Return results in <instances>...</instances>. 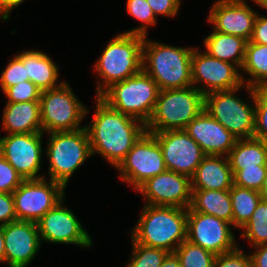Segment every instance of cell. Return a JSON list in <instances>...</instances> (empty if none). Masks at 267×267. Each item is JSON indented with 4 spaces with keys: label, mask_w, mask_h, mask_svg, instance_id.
Returning <instances> with one entry per match:
<instances>
[{
    "label": "cell",
    "mask_w": 267,
    "mask_h": 267,
    "mask_svg": "<svg viewBox=\"0 0 267 267\" xmlns=\"http://www.w3.org/2000/svg\"><path fill=\"white\" fill-rule=\"evenodd\" d=\"M233 185V171L223 155H206L191 177L192 190H229Z\"/></svg>",
    "instance_id": "44dd1931"
},
{
    "label": "cell",
    "mask_w": 267,
    "mask_h": 267,
    "mask_svg": "<svg viewBox=\"0 0 267 267\" xmlns=\"http://www.w3.org/2000/svg\"><path fill=\"white\" fill-rule=\"evenodd\" d=\"M247 40L242 37L212 31L204 39L205 52L219 60L243 66Z\"/></svg>",
    "instance_id": "cb8c5ba5"
},
{
    "label": "cell",
    "mask_w": 267,
    "mask_h": 267,
    "mask_svg": "<svg viewBox=\"0 0 267 267\" xmlns=\"http://www.w3.org/2000/svg\"><path fill=\"white\" fill-rule=\"evenodd\" d=\"M45 150L48 158L49 179L61 183L65 188L70 177L92 156L87 130L48 133Z\"/></svg>",
    "instance_id": "52a82bcc"
},
{
    "label": "cell",
    "mask_w": 267,
    "mask_h": 267,
    "mask_svg": "<svg viewBox=\"0 0 267 267\" xmlns=\"http://www.w3.org/2000/svg\"><path fill=\"white\" fill-rule=\"evenodd\" d=\"M255 132L254 137L267 144V95L255 89Z\"/></svg>",
    "instance_id": "d590c367"
},
{
    "label": "cell",
    "mask_w": 267,
    "mask_h": 267,
    "mask_svg": "<svg viewBox=\"0 0 267 267\" xmlns=\"http://www.w3.org/2000/svg\"><path fill=\"white\" fill-rule=\"evenodd\" d=\"M250 42L267 45V16L257 14Z\"/></svg>",
    "instance_id": "60d3db41"
},
{
    "label": "cell",
    "mask_w": 267,
    "mask_h": 267,
    "mask_svg": "<svg viewBox=\"0 0 267 267\" xmlns=\"http://www.w3.org/2000/svg\"><path fill=\"white\" fill-rule=\"evenodd\" d=\"M239 69L235 64L214 58L194 47L191 57L192 86L204 96L214 91H229L243 86L244 76Z\"/></svg>",
    "instance_id": "7c38bea8"
},
{
    "label": "cell",
    "mask_w": 267,
    "mask_h": 267,
    "mask_svg": "<svg viewBox=\"0 0 267 267\" xmlns=\"http://www.w3.org/2000/svg\"><path fill=\"white\" fill-rule=\"evenodd\" d=\"M16 220L13 194L0 192V225L4 226Z\"/></svg>",
    "instance_id": "ab89813d"
},
{
    "label": "cell",
    "mask_w": 267,
    "mask_h": 267,
    "mask_svg": "<svg viewBox=\"0 0 267 267\" xmlns=\"http://www.w3.org/2000/svg\"><path fill=\"white\" fill-rule=\"evenodd\" d=\"M241 237L253 247L267 244V201L261 199L250 220L241 228Z\"/></svg>",
    "instance_id": "f1b7e54d"
},
{
    "label": "cell",
    "mask_w": 267,
    "mask_h": 267,
    "mask_svg": "<svg viewBox=\"0 0 267 267\" xmlns=\"http://www.w3.org/2000/svg\"><path fill=\"white\" fill-rule=\"evenodd\" d=\"M184 130L206 155L228 156L238 140L205 109Z\"/></svg>",
    "instance_id": "ffe728a7"
},
{
    "label": "cell",
    "mask_w": 267,
    "mask_h": 267,
    "mask_svg": "<svg viewBox=\"0 0 267 267\" xmlns=\"http://www.w3.org/2000/svg\"><path fill=\"white\" fill-rule=\"evenodd\" d=\"M47 179L24 180L12 193L17 220L37 222L64 198L66 188Z\"/></svg>",
    "instance_id": "8fae6325"
},
{
    "label": "cell",
    "mask_w": 267,
    "mask_h": 267,
    "mask_svg": "<svg viewBox=\"0 0 267 267\" xmlns=\"http://www.w3.org/2000/svg\"><path fill=\"white\" fill-rule=\"evenodd\" d=\"M162 149L167 170L192 177L206 154L185 130L151 133Z\"/></svg>",
    "instance_id": "2e32d148"
},
{
    "label": "cell",
    "mask_w": 267,
    "mask_h": 267,
    "mask_svg": "<svg viewBox=\"0 0 267 267\" xmlns=\"http://www.w3.org/2000/svg\"><path fill=\"white\" fill-rule=\"evenodd\" d=\"M132 241V255L126 267H160L168 251Z\"/></svg>",
    "instance_id": "4dcf8cb0"
},
{
    "label": "cell",
    "mask_w": 267,
    "mask_h": 267,
    "mask_svg": "<svg viewBox=\"0 0 267 267\" xmlns=\"http://www.w3.org/2000/svg\"><path fill=\"white\" fill-rule=\"evenodd\" d=\"M115 169L120 173L119 178L135 190L167 170L158 140L149 132L138 139Z\"/></svg>",
    "instance_id": "30bf717a"
},
{
    "label": "cell",
    "mask_w": 267,
    "mask_h": 267,
    "mask_svg": "<svg viewBox=\"0 0 267 267\" xmlns=\"http://www.w3.org/2000/svg\"><path fill=\"white\" fill-rule=\"evenodd\" d=\"M7 102L40 101L41 90L31 81H23L4 91Z\"/></svg>",
    "instance_id": "e575fe53"
},
{
    "label": "cell",
    "mask_w": 267,
    "mask_h": 267,
    "mask_svg": "<svg viewBox=\"0 0 267 267\" xmlns=\"http://www.w3.org/2000/svg\"><path fill=\"white\" fill-rule=\"evenodd\" d=\"M231 169L267 165V144L255 137L238 139L228 155Z\"/></svg>",
    "instance_id": "484cf974"
},
{
    "label": "cell",
    "mask_w": 267,
    "mask_h": 267,
    "mask_svg": "<svg viewBox=\"0 0 267 267\" xmlns=\"http://www.w3.org/2000/svg\"><path fill=\"white\" fill-rule=\"evenodd\" d=\"M15 55L26 65L29 81L41 91L57 88L65 82L56 83L59 78V67L47 53L39 50H25Z\"/></svg>",
    "instance_id": "603a6c76"
},
{
    "label": "cell",
    "mask_w": 267,
    "mask_h": 267,
    "mask_svg": "<svg viewBox=\"0 0 267 267\" xmlns=\"http://www.w3.org/2000/svg\"><path fill=\"white\" fill-rule=\"evenodd\" d=\"M232 224L213 215L187 211L186 240L215 255L235 250L236 239Z\"/></svg>",
    "instance_id": "4fadbf2b"
},
{
    "label": "cell",
    "mask_w": 267,
    "mask_h": 267,
    "mask_svg": "<svg viewBox=\"0 0 267 267\" xmlns=\"http://www.w3.org/2000/svg\"><path fill=\"white\" fill-rule=\"evenodd\" d=\"M256 5H259L260 8H263L267 11V0H253Z\"/></svg>",
    "instance_id": "7dc6e473"
},
{
    "label": "cell",
    "mask_w": 267,
    "mask_h": 267,
    "mask_svg": "<svg viewBox=\"0 0 267 267\" xmlns=\"http://www.w3.org/2000/svg\"><path fill=\"white\" fill-rule=\"evenodd\" d=\"M234 185L261 191L267 174V165L244 169H232Z\"/></svg>",
    "instance_id": "d6a6232c"
},
{
    "label": "cell",
    "mask_w": 267,
    "mask_h": 267,
    "mask_svg": "<svg viewBox=\"0 0 267 267\" xmlns=\"http://www.w3.org/2000/svg\"><path fill=\"white\" fill-rule=\"evenodd\" d=\"M28 80L26 65H24L23 61L17 55H14L3 72H1L0 86L2 91L4 92L8 87Z\"/></svg>",
    "instance_id": "836d02e7"
},
{
    "label": "cell",
    "mask_w": 267,
    "mask_h": 267,
    "mask_svg": "<svg viewBox=\"0 0 267 267\" xmlns=\"http://www.w3.org/2000/svg\"><path fill=\"white\" fill-rule=\"evenodd\" d=\"M5 263V247L3 236V225H0V263Z\"/></svg>",
    "instance_id": "f6af8a7d"
},
{
    "label": "cell",
    "mask_w": 267,
    "mask_h": 267,
    "mask_svg": "<svg viewBox=\"0 0 267 267\" xmlns=\"http://www.w3.org/2000/svg\"><path fill=\"white\" fill-rule=\"evenodd\" d=\"M136 191L144 197L146 205L188 209L192 199L191 178L171 170L151 177Z\"/></svg>",
    "instance_id": "e0dca14e"
},
{
    "label": "cell",
    "mask_w": 267,
    "mask_h": 267,
    "mask_svg": "<svg viewBox=\"0 0 267 267\" xmlns=\"http://www.w3.org/2000/svg\"><path fill=\"white\" fill-rule=\"evenodd\" d=\"M187 211L213 215L232 224L230 190H192V199Z\"/></svg>",
    "instance_id": "d4e9b609"
},
{
    "label": "cell",
    "mask_w": 267,
    "mask_h": 267,
    "mask_svg": "<svg viewBox=\"0 0 267 267\" xmlns=\"http://www.w3.org/2000/svg\"><path fill=\"white\" fill-rule=\"evenodd\" d=\"M205 107V96L195 87L160 90L146 132L184 130Z\"/></svg>",
    "instance_id": "5b68a950"
},
{
    "label": "cell",
    "mask_w": 267,
    "mask_h": 267,
    "mask_svg": "<svg viewBox=\"0 0 267 267\" xmlns=\"http://www.w3.org/2000/svg\"><path fill=\"white\" fill-rule=\"evenodd\" d=\"M89 111L66 81L57 88L41 91L42 133L82 129L81 123Z\"/></svg>",
    "instance_id": "9c48e42d"
},
{
    "label": "cell",
    "mask_w": 267,
    "mask_h": 267,
    "mask_svg": "<svg viewBox=\"0 0 267 267\" xmlns=\"http://www.w3.org/2000/svg\"><path fill=\"white\" fill-rule=\"evenodd\" d=\"M63 198L36 223L41 243L72 244L83 248L93 245L92 237L81 225L76 215L64 206Z\"/></svg>",
    "instance_id": "5bb4252c"
},
{
    "label": "cell",
    "mask_w": 267,
    "mask_h": 267,
    "mask_svg": "<svg viewBox=\"0 0 267 267\" xmlns=\"http://www.w3.org/2000/svg\"><path fill=\"white\" fill-rule=\"evenodd\" d=\"M215 267H253V264L250 254L246 255L238 246L231 252L217 255Z\"/></svg>",
    "instance_id": "74e56055"
},
{
    "label": "cell",
    "mask_w": 267,
    "mask_h": 267,
    "mask_svg": "<svg viewBox=\"0 0 267 267\" xmlns=\"http://www.w3.org/2000/svg\"><path fill=\"white\" fill-rule=\"evenodd\" d=\"M232 203V226L241 229L251 218L260 202L259 191L233 185L230 189Z\"/></svg>",
    "instance_id": "83f0119b"
},
{
    "label": "cell",
    "mask_w": 267,
    "mask_h": 267,
    "mask_svg": "<svg viewBox=\"0 0 267 267\" xmlns=\"http://www.w3.org/2000/svg\"><path fill=\"white\" fill-rule=\"evenodd\" d=\"M260 194H261V198L267 201V174H266L265 182L263 183L262 189L260 191Z\"/></svg>",
    "instance_id": "bcb514c9"
},
{
    "label": "cell",
    "mask_w": 267,
    "mask_h": 267,
    "mask_svg": "<svg viewBox=\"0 0 267 267\" xmlns=\"http://www.w3.org/2000/svg\"><path fill=\"white\" fill-rule=\"evenodd\" d=\"M244 87L249 92L253 103L236 96L240 88ZM204 109L237 139L254 137L255 89L252 87L244 84L229 91L211 92L205 95Z\"/></svg>",
    "instance_id": "ba28073f"
},
{
    "label": "cell",
    "mask_w": 267,
    "mask_h": 267,
    "mask_svg": "<svg viewBox=\"0 0 267 267\" xmlns=\"http://www.w3.org/2000/svg\"><path fill=\"white\" fill-rule=\"evenodd\" d=\"M175 253L182 267H215L217 255L187 240L177 247Z\"/></svg>",
    "instance_id": "f546056e"
},
{
    "label": "cell",
    "mask_w": 267,
    "mask_h": 267,
    "mask_svg": "<svg viewBox=\"0 0 267 267\" xmlns=\"http://www.w3.org/2000/svg\"><path fill=\"white\" fill-rule=\"evenodd\" d=\"M44 133L7 134L0 137V154L23 177L28 179L45 178L39 175L42 161V136Z\"/></svg>",
    "instance_id": "9a60e30c"
},
{
    "label": "cell",
    "mask_w": 267,
    "mask_h": 267,
    "mask_svg": "<svg viewBox=\"0 0 267 267\" xmlns=\"http://www.w3.org/2000/svg\"><path fill=\"white\" fill-rule=\"evenodd\" d=\"M5 264L9 267H27L41 247L36 222L16 220L3 226Z\"/></svg>",
    "instance_id": "ac0fdd59"
},
{
    "label": "cell",
    "mask_w": 267,
    "mask_h": 267,
    "mask_svg": "<svg viewBox=\"0 0 267 267\" xmlns=\"http://www.w3.org/2000/svg\"><path fill=\"white\" fill-rule=\"evenodd\" d=\"M23 181V177L0 154V192L13 193Z\"/></svg>",
    "instance_id": "8d00e7d4"
},
{
    "label": "cell",
    "mask_w": 267,
    "mask_h": 267,
    "mask_svg": "<svg viewBox=\"0 0 267 267\" xmlns=\"http://www.w3.org/2000/svg\"><path fill=\"white\" fill-rule=\"evenodd\" d=\"M144 36L120 33L109 40L95 62L96 96H100L113 83L123 81L142 70ZM102 83V84H101Z\"/></svg>",
    "instance_id": "277c9868"
},
{
    "label": "cell",
    "mask_w": 267,
    "mask_h": 267,
    "mask_svg": "<svg viewBox=\"0 0 267 267\" xmlns=\"http://www.w3.org/2000/svg\"><path fill=\"white\" fill-rule=\"evenodd\" d=\"M243 73L251 77L242 79L245 85L253 89H261L267 83V45L247 42Z\"/></svg>",
    "instance_id": "4316f807"
},
{
    "label": "cell",
    "mask_w": 267,
    "mask_h": 267,
    "mask_svg": "<svg viewBox=\"0 0 267 267\" xmlns=\"http://www.w3.org/2000/svg\"><path fill=\"white\" fill-rule=\"evenodd\" d=\"M159 92L158 84L142 69L130 78L113 83L99 97L111 108L146 125L153 114Z\"/></svg>",
    "instance_id": "8992f818"
},
{
    "label": "cell",
    "mask_w": 267,
    "mask_h": 267,
    "mask_svg": "<svg viewBox=\"0 0 267 267\" xmlns=\"http://www.w3.org/2000/svg\"><path fill=\"white\" fill-rule=\"evenodd\" d=\"M126 9L127 13H129L130 16H132L136 20L142 22V25L123 33L141 35L146 37L148 26L152 27L151 25H155L157 22V17L149 6L147 0H127Z\"/></svg>",
    "instance_id": "1f68e13d"
},
{
    "label": "cell",
    "mask_w": 267,
    "mask_h": 267,
    "mask_svg": "<svg viewBox=\"0 0 267 267\" xmlns=\"http://www.w3.org/2000/svg\"><path fill=\"white\" fill-rule=\"evenodd\" d=\"M186 229L187 209L145 204L130 237L134 242L170 253L186 240Z\"/></svg>",
    "instance_id": "7a4b0ae2"
},
{
    "label": "cell",
    "mask_w": 267,
    "mask_h": 267,
    "mask_svg": "<svg viewBox=\"0 0 267 267\" xmlns=\"http://www.w3.org/2000/svg\"><path fill=\"white\" fill-rule=\"evenodd\" d=\"M256 251L250 253L253 267H267V244L254 247Z\"/></svg>",
    "instance_id": "b9f144b4"
},
{
    "label": "cell",
    "mask_w": 267,
    "mask_h": 267,
    "mask_svg": "<svg viewBox=\"0 0 267 267\" xmlns=\"http://www.w3.org/2000/svg\"><path fill=\"white\" fill-rule=\"evenodd\" d=\"M261 90L267 95V83L261 88Z\"/></svg>",
    "instance_id": "c3c4849f"
},
{
    "label": "cell",
    "mask_w": 267,
    "mask_h": 267,
    "mask_svg": "<svg viewBox=\"0 0 267 267\" xmlns=\"http://www.w3.org/2000/svg\"><path fill=\"white\" fill-rule=\"evenodd\" d=\"M257 14L246 0H217L207 18L214 31L250 41Z\"/></svg>",
    "instance_id": "d6986e66"
},
{
    "label": "cell",
    "mask_w": 267,
    "mask_h": 267,
    "mask_svg": "<svg viewBox=\"0 0 267 267\" xmlns=\"http://www.w3.org/2000/svg\"><path fill=\"white\" fill-rule=\"evenodd\" d=\"M193 48L171 46L144 37L142 69L160 90L192 86L191 57Z\"/></svg>",
    "instance_id": "3957f363"
},
{
    "label": "cell",
    "mask_w": 267,
    "mask_h": 267,
    "mask_svg": "<svg viewBox=\"0 0 267 267\" xmlns=\"http://www.w3.org/2000/svg\"><path fill=\"white\" fill-rule=\"evenodd\" d=\"M95 112L85 125L92 155L98 154L117 167L128 151L146 132V125L138 119L111 108L96 96Z\"/></svg>",
    "instance_id": "6da1fadb"
},
{
    "label": "cell",
    "mask_w": 267,
    "mask_h": 267,
    "mask_svg": "<svg viewBox=\"0 0 267 267\" xmlns=\"http://www.w3.org/2000/svg\"><path fill=\"white\" fill-rule=\"evenodd\" d=\"M2 114V130L8 134L42 132L40 101L7 102Z\"/></svg>",
    "instance_id": "7402d4cb"
},
{
    "label": "cell",
    "mask_w": 267,
    "mask_h": 267,
    "mask_svg": "<svg viewBox=\"0 0 267 267\" xmlns=\"http://www.w3.org/2000/svg\"><path fill=\"white\" fill-rule=\"evenodd\" d=\"M155 16L175 17L179 13L181 0H147Z\"/></svg>",
    "instance_id": "f35d334b"
},
{
    "label": "cell",
    "mask_w": 267,
    "mask_h": 267,
    "mask_svg": "<svg viewBox=\"0 0 267 267\" xmlns=\"http://www.w3.org/2000/svg\"><path fill=\"white\" fill-rule=\"evenodd\" d=\"M25 0H0V19H9L12 10L22 4Z\"/></svg>",
    "instance_id": "7bdbcfd3"
},
{
    "label": "cell",
    "mask_w": 267,
    "mask_h": 267,
    "mask_svg": "<svg viewBox=\"0 0 267 267\" xmlns=\"http://www.w3.org/2000/svg\"><path fill=\"white\" fill-rule=\"evenodd\" d=\"M160 267H182L179 257L175 252H170L163 260L162 265Z\"/></svg>",
    "instance_id": "ee69618b"
}]
</instances>
